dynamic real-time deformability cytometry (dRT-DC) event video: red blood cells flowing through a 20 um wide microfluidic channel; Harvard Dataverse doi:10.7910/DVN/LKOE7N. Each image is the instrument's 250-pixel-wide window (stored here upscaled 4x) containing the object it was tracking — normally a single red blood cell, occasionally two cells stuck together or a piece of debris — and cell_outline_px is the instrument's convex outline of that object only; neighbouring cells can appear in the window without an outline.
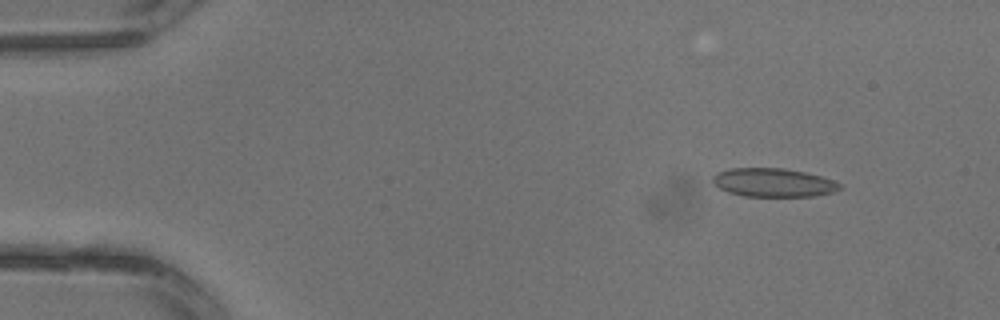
{"species": "common noctule bat (a hibernating species)", "species_latin": "Nyctalus noctula", "temperature_condition": "warm", "stored_images_in_passage": 3, "camera_frame_rate_fps": 3000, "um_per_image_px": 0.085, "animal": {"sex": "male", "body_mass_g": 13.3}, "frame": {"image": 1, "passage_image": 1, "time_ms": 0.0, "image_size_px": [1000, 320], "cell_outline_px": [[844, 188], [832, 192], [812, 196], [744, 196], [728, 192], [712, 184], [712, 176], [716, 172], [732, 168], [784, 168], [804, 172], [820, 176], [844, 184]], "centroid_in_image_um": [65.73, 15.51], "position_along_channel_um": 19.3, "area_um2": 21.27}}
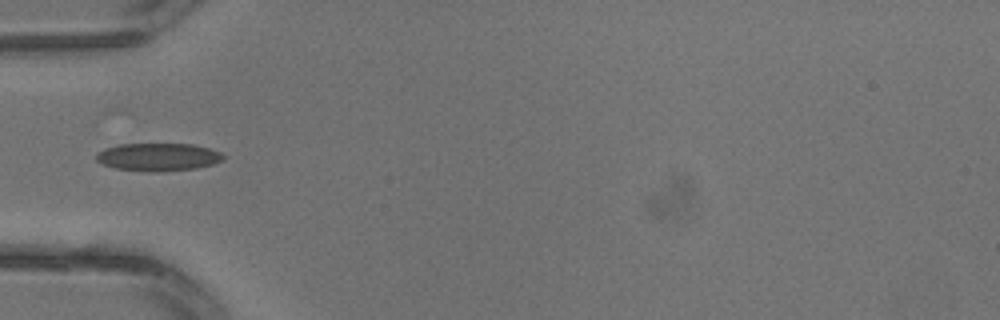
{"frame": {"image": 2, "passage_image": 3, "time_ms": 0.667, "image_size_px": [1000, 320], "cell_outline_px": [[224, 160], [212, 164], [196, 168], [160, 172], [148, 172], [116, 168], [104, 164], [96, 160], [96, 152], [104, 148], [120, 144], [192, 144], [208, 148], [220, 152], [224, 156]], "centroid_in_image_um": [13.43, 13.34], "position_along_channel_um": 71.6, "area_um2": 20.63}}